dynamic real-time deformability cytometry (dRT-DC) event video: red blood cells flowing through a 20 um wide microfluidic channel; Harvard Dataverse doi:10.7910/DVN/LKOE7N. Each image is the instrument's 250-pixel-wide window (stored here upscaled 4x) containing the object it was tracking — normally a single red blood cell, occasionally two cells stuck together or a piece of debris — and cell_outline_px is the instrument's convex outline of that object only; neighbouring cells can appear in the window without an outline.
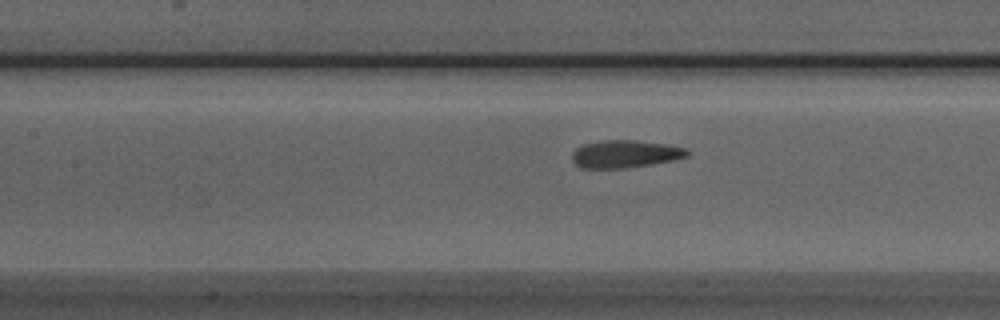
{"species": "Egyptian fruit bat (a non-hibernating species)", "species_latin": "Rousettus aegyptiacus", "temperature_condition": "room temperature", "stored_images_in_passage": 38, "camera_frame_rate_fps": 3000, "um_per_image_px": 0.085, "animal": {"sex": "male"}, "frame": {"image": 1, "passage_image": 15, "time_ms": 4.667, "image_size_px": [1000, 320], "cell_outline_px": [[688, 156], [672, 160], [624, 168], [580, 168], [572, 160], [572, 152], [576, 148], [584, 144], [604, 140], [632, 140], [664, 144], [684, 148], [688, 152]], "centroid_in_image_um": [53.07, 13.09], "position_along_channel_um": 154.3, "area_um2": 18.15}}
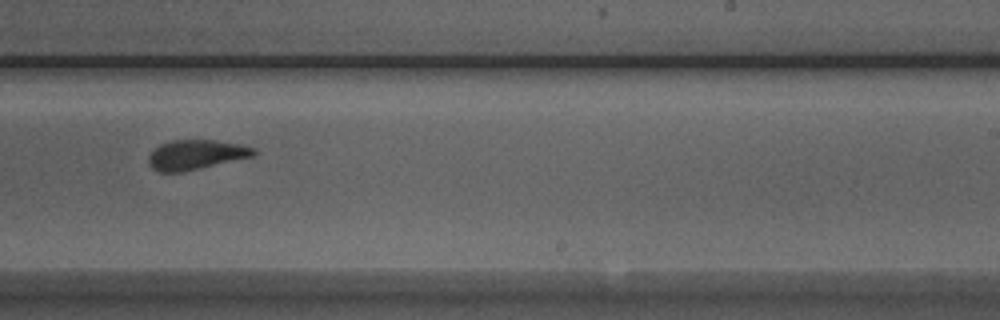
{"frame": {"image": 2, "passage_image": 24, "time_ms": 7.667, "image_size_px": [1000, 320], "cell_outline_px": [[256, 152], [252, 156], [200, 168], [180, 172], [160, 172], [152, 168], [148, 164], [148, 156], [160, 144], [172, 140], [216, 140], [240, 144], [256, 148]], "centroid_in_image_um": [16.64, 13.14], "position_along_channel_um": 272.4, "area_um2": 18.03}}
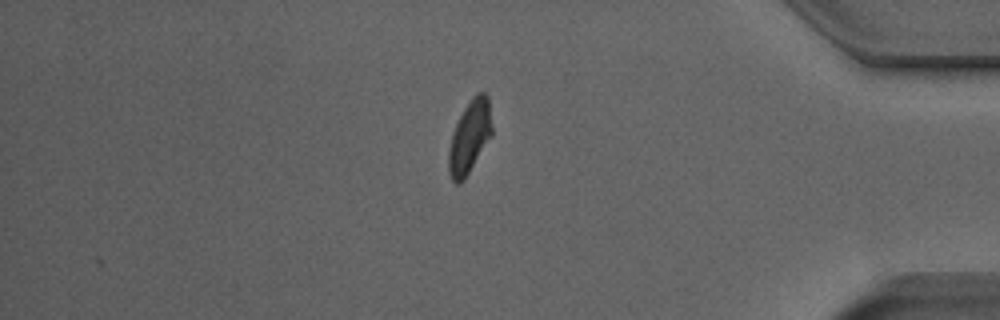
{"frame": {"image": 3, "passage_image": 36, "time_ms": 11.667, "image_size_px": [1000, 320], "cell_outline_px": [[492, 136], [464, 180], [460, 184], [456, 184], [452, 180], [448, 172], [448, 152], [452, 132], [464, 108], [472, 96], [476, 92], [484, 92], [488, 96], [492, 124]], "centroid_in_image_um": [39.92, 11.64], "position_along_channel_um": 395.3, "area_um2": 18.55}, "authors_computed_cell_mechanics": {"area_um2": 18.785, "velocity_mm_per_s": 3.95, "shape_relaxation_time_tau1_ms": 4.9506, "shape_relaxation_time_tau2_ms": 1.4345, "deformation_change_tau1": 0.1505, "deformation_change_tau2": 0.0914}}